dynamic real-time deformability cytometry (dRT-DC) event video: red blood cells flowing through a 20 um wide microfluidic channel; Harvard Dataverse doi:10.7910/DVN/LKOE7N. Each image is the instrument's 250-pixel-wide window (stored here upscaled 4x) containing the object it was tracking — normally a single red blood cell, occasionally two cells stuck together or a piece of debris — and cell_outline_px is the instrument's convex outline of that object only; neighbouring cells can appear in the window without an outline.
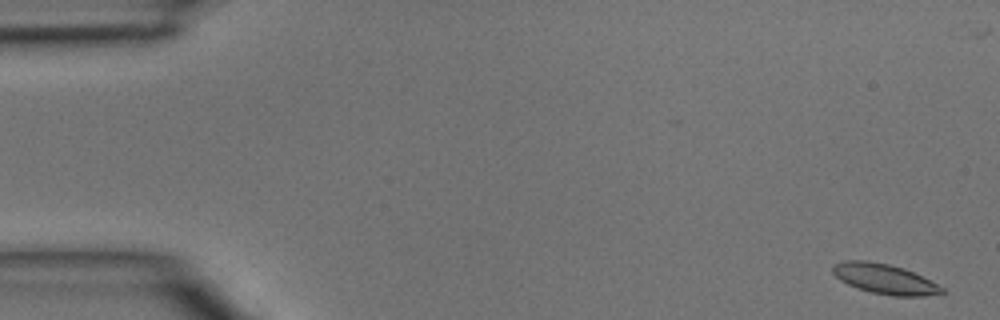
{"species": "common noctule bat (a hibernating species)", "species_latin": "Nyctalus noctula", "temperature_condition": "room temperature", "stored_images_in_passage": 46, "camera_frame_rate_fps": 3000, "um_per_image_px": 0.085, "animal": {"sex": "male", "body_mass_g": 15.6}, "frame": {"image": 1, "passage_image": 2, "time_ms": 0.333, "image_size_px": [1000, 320], "cell_outline_px": [[948, 292], [924, 296], [892, 296], [872, 292], [856, 288], [840, 280], [832, 272], [832, 264], [844, 260], [868, 260], [888, 264], [904, 268], [944, 288]], "centroid_in_image_um": [75.16, 23.7], "position_along_channel_um": 9.8, "area_um2": 19.07}}
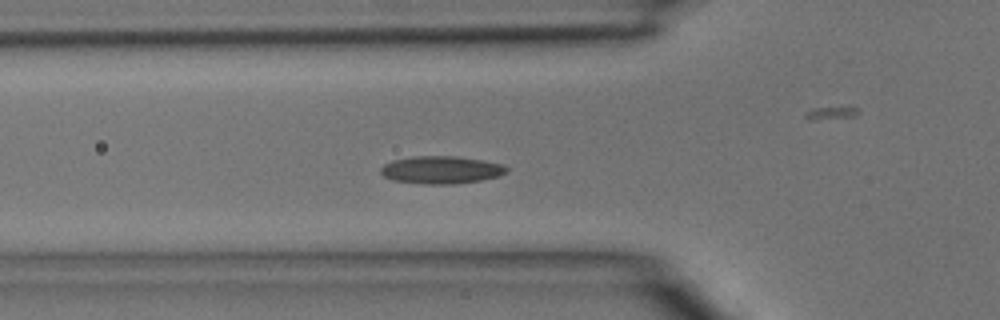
{"frame": {"image": 2, "passage_image": 16, "time_ms": 5.0, "image_size_px": [1000, 320], "cell_outline_px": [[508, 172], [500, 176], [480, 180], [456, 184], [424, 184], [392, 180], [384, 176], [380, 172], [380, 168], [384, 164], [392, 160], [412, 156], [456, 156], [484, 160], [504, 164], [508, 168]], "centroid_in_image_um": [37.52, 14.43], "position_along_channel_um": 88.3, "area_um2": 20.52}}
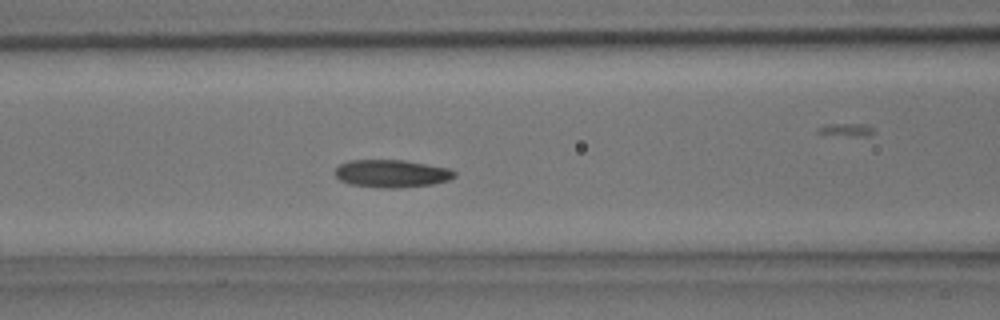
{"frame": {"image": 3, "passage_image": 19, "time_ms": 6.0, "image_size_px": [1000, 320], "cell_outline_px": [[456, 176], [448, 180], [432, 184], [400, 188], [376, 188], [348, 184], [340, 180], [336, 176], [336, 168], [340, 164], [348, 160], [404, 160], [452, 168], [456, 172]], "centroid_in_image_um": [33.31, 14.75], "position_along_channel_um": 133.3, "area_um2": 19.54}}